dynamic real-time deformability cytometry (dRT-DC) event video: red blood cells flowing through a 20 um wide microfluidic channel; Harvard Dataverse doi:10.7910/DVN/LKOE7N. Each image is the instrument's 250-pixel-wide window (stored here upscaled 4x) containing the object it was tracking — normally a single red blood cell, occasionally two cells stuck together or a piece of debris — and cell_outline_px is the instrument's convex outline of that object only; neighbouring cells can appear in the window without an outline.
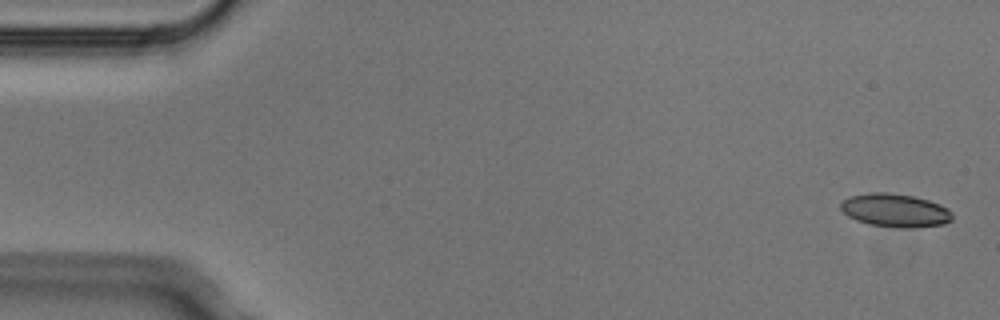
{"species": "Egyptian fruit bat (a non-hibernating species)", "species_latin": "Rousettus aegyptiacus", "temperature_condition": "cold", "stored_images_in_passage": 8, "camera_frame_rate_fps": 3000, "um_per_image_px": 0.085, "animal": {"sex": "male"}, "frame": {"image": 1, "passage_image": 1, "time_ms": 0.0, "image_size_px": [1000, 320], "cell_outline_px": [[952, 220], [944, 224], [912, 228], [900, 228], [868, 224], [856, 220], [848, 216], [840, 208], [840, 204], [848, 196], [868, 192], [884, 192], [912, 196], [928, 200], [940, 204], [948, 208], [952, 212]], "centroid_in_image_um": [76.08, 17.88], "position_along_channel_um": 8.9, "area_um2": 21.79}}
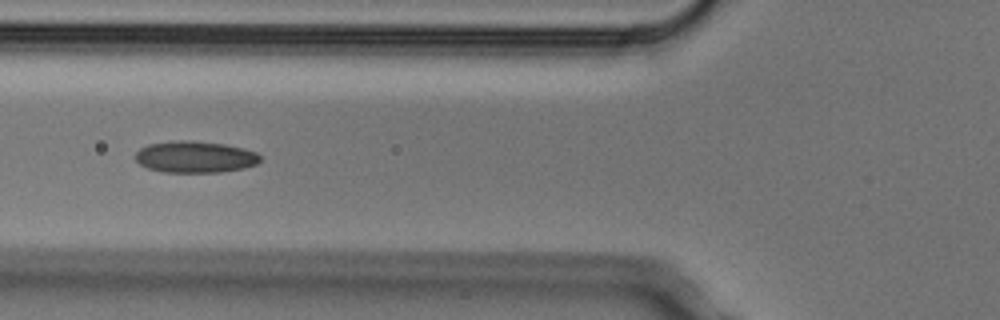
{"frame": {"image": 2, "passage_image": 5, "time_ms": 1.333, "image_size_px": [1000, 320], "cell_outline_px": [[260, 160], [256, 164], [244, 168], [220, 172], [164, 172], [148, 168], [140, 164], [136, 160], [136, 152], [140, 148], [148, 144], [176, 140], [188, 140], [224, 144], [244, 148], [256, 152], [260, 156]], "centroid_in_image_um": [16.58, 13.33], "position_along_channel_um": 109.2, "area_um2": 22.95}}
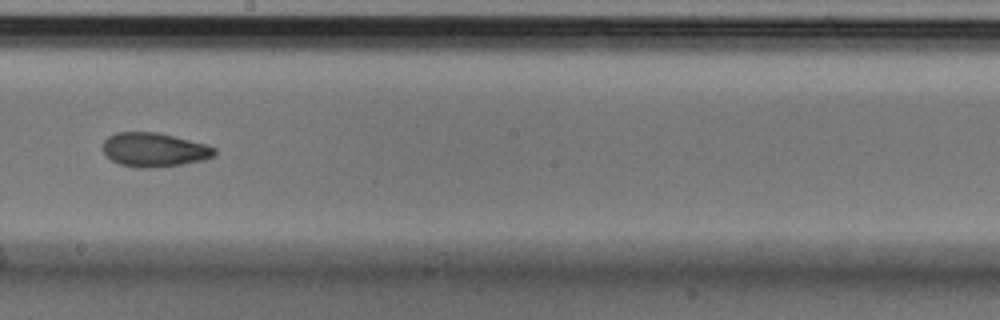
{"frame": {"image": 3, "passage_image": 8, "time_ms": 2.333, "image_size_px": [1000, 320], "cell_outline_px": [[216, 156], [204, 160], [180, 164], [148, 168], [140, 168], [120, 164], [112, 160], [104, 152], [104, 140], [108, 136], [116, 132], [156, 132], [208, 144], [216, 148]], "centroid_in_image_um": [13.15, 12.72], "position_along_channel_um": 235.1, "area_um2": 22.08}}